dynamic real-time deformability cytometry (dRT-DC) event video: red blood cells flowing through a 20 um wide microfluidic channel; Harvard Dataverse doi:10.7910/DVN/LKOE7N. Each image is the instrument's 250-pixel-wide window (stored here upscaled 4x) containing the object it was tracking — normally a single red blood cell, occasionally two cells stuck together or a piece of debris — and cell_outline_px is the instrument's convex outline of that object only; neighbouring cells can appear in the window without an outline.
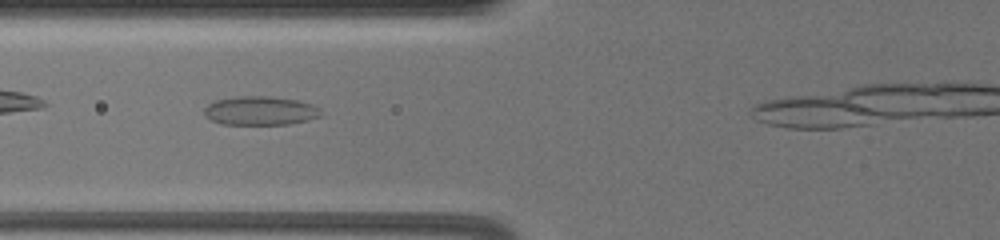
{"species": "common noctule bat (a hibernating species)", "species_latin": "Nyctalus noctula", "temperature_condition": "warm", "stored_images_in_passage": 40, "camera_frame_rate_fps": 3000, "um_per_image_px": 0.085, "animal": {"sex": "female", "body_mass_g": 19.5, "forearm_length_mm": 54.1}, "frame": {"image": 1, "passage_image": 12, "time_ms": 3.667, "image_size_px": [1000, 240], "cell_outline_px": [[320, 116], [308, 120], [288, 124], [220, 124], [204, 116], [204, 108], [208, 104], [216, 100], [236, 96], [268, 96], [296, 100], [312, 104], [320, 108]], "centroid_in_image_um": [22.09, 9.41], "position_along_channel_um": 103.7, "area_um2": 19.59}}
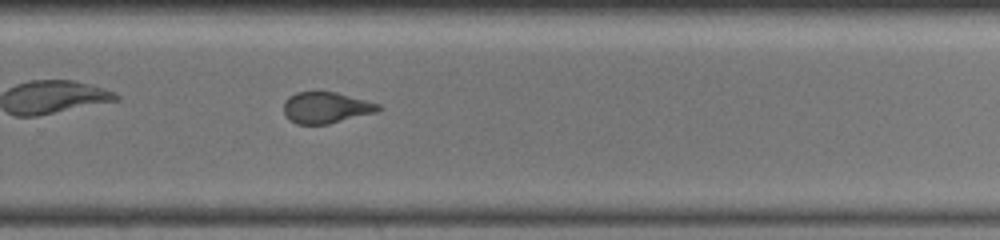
{"frame": {"image": 2, "passage_image": 29, "time_ms": 9.333, "image_size_px": [1000, 240], "cell_outline_px": [[384, 108], [376, 112], [328, 124], [296, 124], [288, 120], [284, 112], [284, 100], [288, 96], [296, 92], [336, 92], [380, 104]], "centroid_in_image_um": [27.7, 9.15], "position_along_channel_um": 302.1, "area_um2": 17.28}}